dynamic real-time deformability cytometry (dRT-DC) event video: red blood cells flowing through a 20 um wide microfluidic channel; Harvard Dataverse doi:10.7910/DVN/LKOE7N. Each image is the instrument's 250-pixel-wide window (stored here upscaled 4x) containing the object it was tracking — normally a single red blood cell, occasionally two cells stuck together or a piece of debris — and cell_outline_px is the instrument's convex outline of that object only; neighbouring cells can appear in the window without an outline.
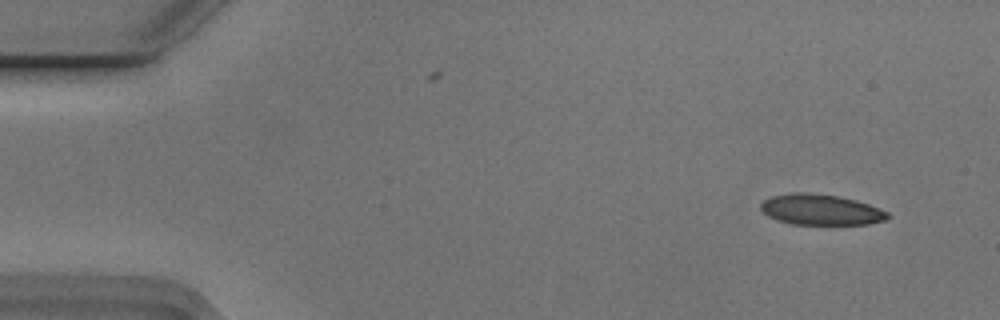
{"species": "Egyptian fruit bat (a non-hibernating species)", "species_latin": "Rousettus aegyptiacus", "temperature_condition": "cold", "stored_images_in_passage": 38, "camera_frame_rate_fps": 3000, "um_per_image_px": 0.085, "animal": {"sex": "male"}, "frame": {"image": 1, "passage_image": 2, "time_ms": 0.333, "image_size_px": [1000, 320], "cell_outline_px": [[892, 216], [888, 220], [868, 224], [792, 224], [776, 220], [768, 216], [760, 208], [760, 204], [764, 200], [772, 196], [792, 192], [808, 192], [836, 196], [856, 200], [868, 204], [888, 212]], "centroid_in_image_um": [69.78, 17.82], "position_along_channel_um": 15.2, "area_um2": 22.77}}
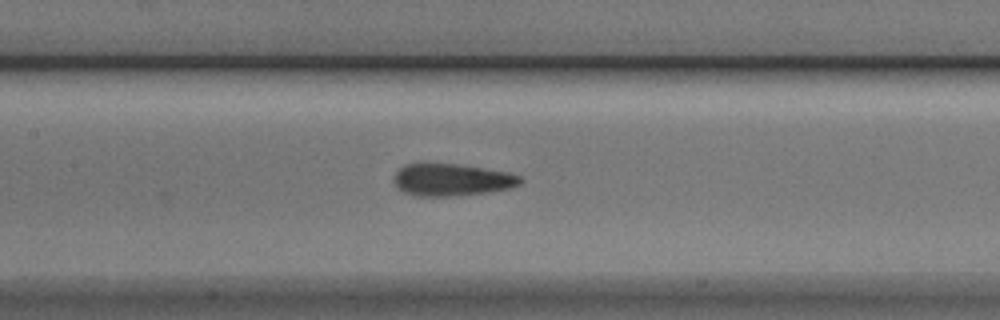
{"frame": {"image": 2, "passage_image": 23, "time_ms": 7.333, "image_size_px": [1000, 320], "cell_outline_px": [[524, 180], [520, 184], [512, 188], [488, 192], [456, 196], [412, 196], [396, 188], [392, 176], [404, 164], [456, 164], [508, 172], [520, 176]], "centroid_in_image_um": [38.38, 15.3], "position_along_channel_um": 169.0, "area_um2": 23.87}}
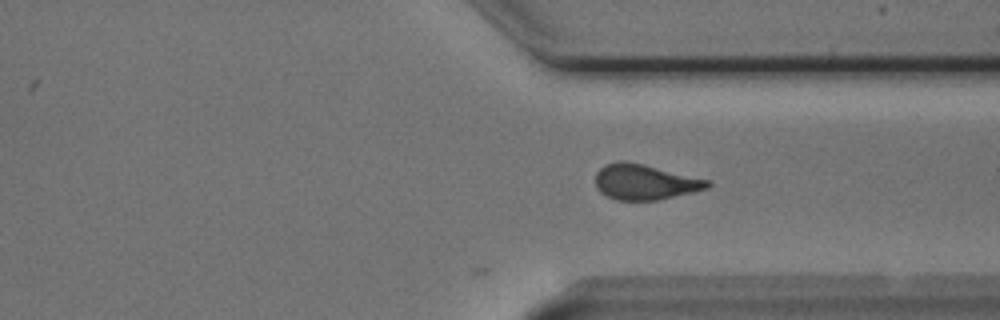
{"frame": {"image": 3, "passage_image": 38, "time_ms": 12.333, "image_size_px": [1000, 320], "cell_outline_px": [[712, 184], [708, 188], [660, 200], [616, 200], [600, 192], [596, 188], [596, 172], [604, 164], [620, 160], [624, 160], [712, 180]], "centroid_in_image_um": [54.82, 15.47], "position_along_channel_um": 356.6, "area_um2": 23.24}}